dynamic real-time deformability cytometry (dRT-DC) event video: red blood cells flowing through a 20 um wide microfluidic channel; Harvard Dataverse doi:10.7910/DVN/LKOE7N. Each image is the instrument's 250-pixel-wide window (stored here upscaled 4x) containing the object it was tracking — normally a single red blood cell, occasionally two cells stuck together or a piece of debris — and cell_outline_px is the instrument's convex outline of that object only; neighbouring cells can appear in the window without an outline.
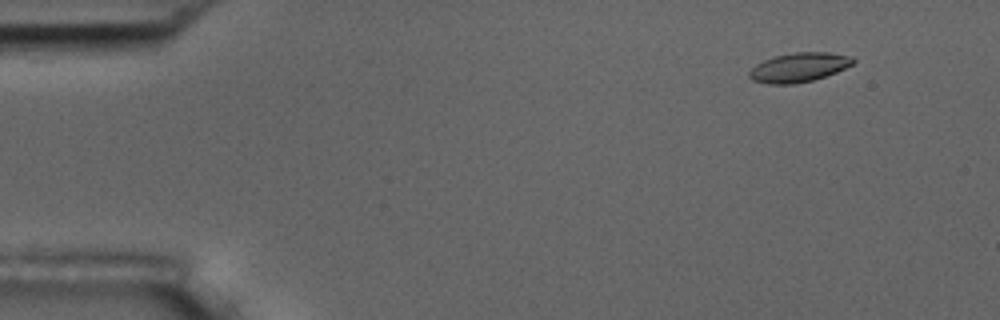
{"species": "common noctule bat (a hibernating species)", "species_latin": "Nyctalus noctula", "temperature_condition": "room temperature", "stored_images_in_passage": 5, "camera_frame_rate_fps": 3000, "um_per_image_px": 0.085, "animal": {"sex": "male", "body_mass_g": 17.5, "forearm_length_mm": 52.3}, "frame": {"image": 1, "passage_image": 2, "time_ms": 1.0, "image_size_px": [1000, 320], "cell_outline_px": [[856, 60], [852, 64], [836, 72], [812, 80], [792, 84], [768, 84], [752, 80], [748, 76], [748, 72], [756, 64], [764, 60], [776, 56], [796, 52], [828, 52], [852, 56]], "centroid_in_image_um": [67.89, 5.72], "position_along_channel_um": 17.1, "area_um2": 17.57}}
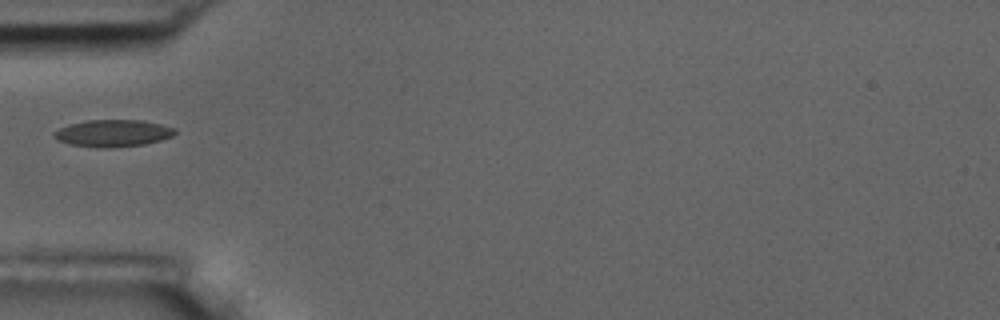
{"frame": {"image": 2, "passage_image": 5, "time_ms": 5.333, "image_size_px": [1000, 320], "cell_outline_px": [[176, 132], [172, 136], [160, 140], [144, 144], [108, 148], [96, 148], [72, 144], [56, 140], [52, 136], [52, 132], [68, 124], [84, 120], [140, 120], [160, 124], [176, 128]], "centroid_in_image_um": [9.55, 11.32], "position_along_channel_um": 75.4, "area_um2": 19.13}}